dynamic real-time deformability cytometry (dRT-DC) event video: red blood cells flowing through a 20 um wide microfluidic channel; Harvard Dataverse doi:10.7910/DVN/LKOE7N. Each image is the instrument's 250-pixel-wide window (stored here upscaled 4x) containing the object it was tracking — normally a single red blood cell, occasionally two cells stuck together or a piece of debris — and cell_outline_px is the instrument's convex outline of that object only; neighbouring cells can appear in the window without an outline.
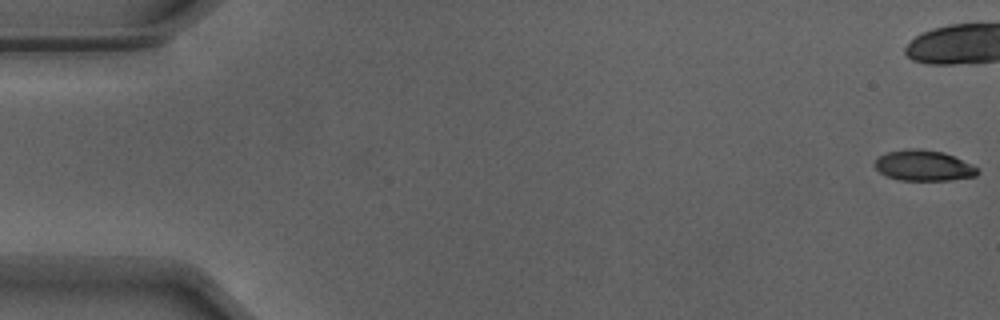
{"species": "Egyptian fruit bat (a non-hibernating species)", "species_latin": "Rousettus aegyptiacus", "temperature_condition": "warm", "stored_images_in_passage": 42, "camera_frame_rate_fps": 3000, "um_per_image_px": 0.085, "animal": {"sex": "male"}, "frame": {"image": 1, "passage_image": 1, "time_ms": 0.0, "image_size_px": [1000, 320], "cell_outline_px": [[980, 172], [976, 176], [948, 180], [900, 180], [888, 176], [880, 172], [872, 164], [880, 156], [888, 152], [904, 148], [920, 148], [944, 152], [972, 164], [980, 168]], "centroid_in_image_um": [78.53, 14.06], "position_along_channel_um": 6.5, "area_um2": 18.5}}
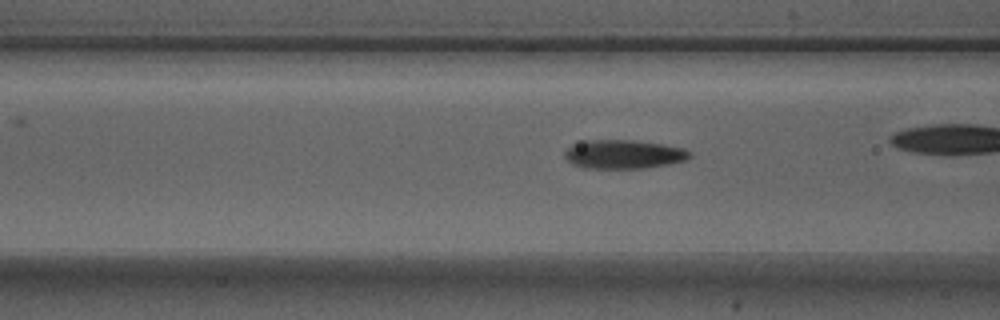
{"frame": {"image": 2, "passage_image": 21, "time_ms": 6.667, "image_size_px": [1000, 320], "cell_outline_px": [[692, 156], [684, 160], [668, 164], [644, 168], [584, 168], [572, 164], [564, 156], [564, 152], [572, 144], [588, 140], [632, 140], [660, 144], [684, 148], [692, 152]], "centroid_in_image_um": [53.0, 13.11], "position_along_channel_um": 113.6, "area_um2": 20.92}}
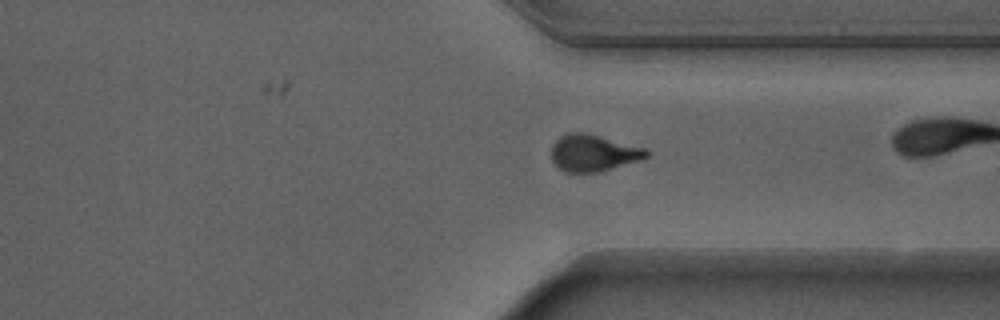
{"frame": {"image": 3, "passage_image": 40, "time_ms": 13.0, "image_size_px": [1000, 320], "cell_outline_px": [[652, 152], [648, 156], [640, 160], [600, 172], [564, 172], [552, 160], [552, 144], [560, 136], [568, 132], [584, 132], [648, 148]], "centroid_in_image_um": [50.47, 12.99], "position_along_channel_um": 360.9, "area_um2": 20.52}}